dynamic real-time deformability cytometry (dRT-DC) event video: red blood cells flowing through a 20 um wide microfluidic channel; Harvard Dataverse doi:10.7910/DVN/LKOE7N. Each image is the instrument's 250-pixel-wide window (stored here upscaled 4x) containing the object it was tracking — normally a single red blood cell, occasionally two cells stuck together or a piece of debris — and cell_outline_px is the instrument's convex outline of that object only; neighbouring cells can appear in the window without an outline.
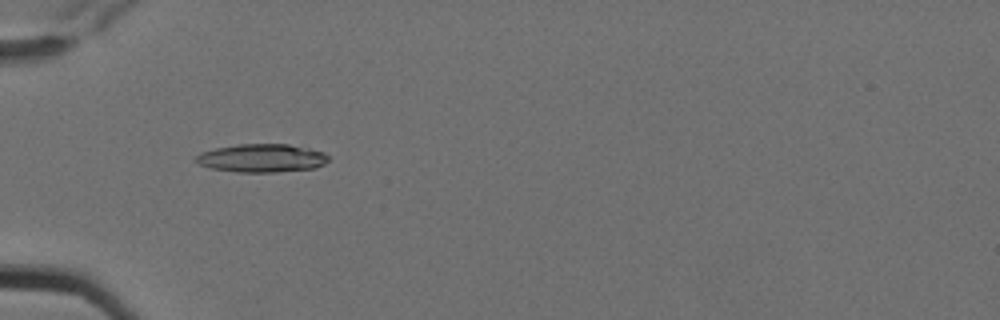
{"species": "Egyptian fruit bat (a non-hibernating species)", "species_latin": "Rousettus aegyptiacus", "temperature_condition": "cold", "stored_images_in_passage": 6, "camera_frame_rate_fps": 3000, "um_per_image_px": 0.085, "animal": {"sex": "female"}, "frame": {"image": 1, "passage_image": 5, "time_ms": 1.333, "image_size_px": [1000, 320], "cell_outline_px": [[328, 160], [324, 164], [316, 168], [276, 172], [236, 172], [212, 168], [200, 164], [192, 160], [200, 152], [216, 148], [236, 144], [288, 144], [308, 148], [324, 152], [328, 156]], "centroid_in_image_um": [22.24, 13.44], "position_along_channel_um": 62.8, "area_um2": 21.91}}